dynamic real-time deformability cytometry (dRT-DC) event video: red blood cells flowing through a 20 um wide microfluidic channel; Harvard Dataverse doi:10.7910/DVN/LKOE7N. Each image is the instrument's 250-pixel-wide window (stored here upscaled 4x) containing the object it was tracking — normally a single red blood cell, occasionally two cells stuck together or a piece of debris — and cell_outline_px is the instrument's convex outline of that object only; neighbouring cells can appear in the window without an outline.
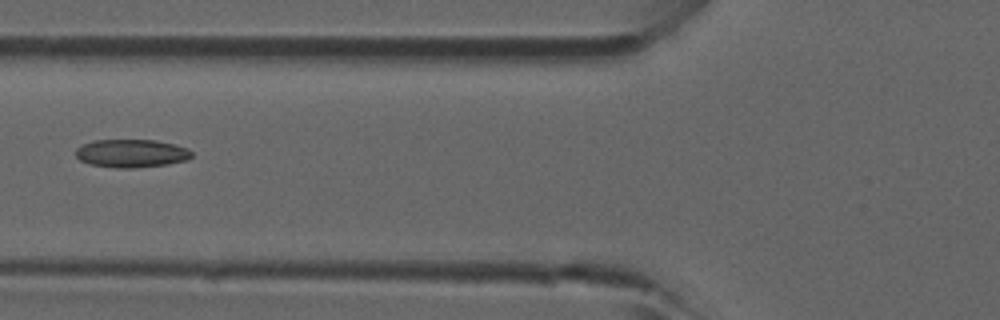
{"species": "common noctule bat (a hibernating species)", "species_latin": "Nyctalus noctula", "temperature_condition": "room temperature", "stored_images_in_passage": 37, "camera_frame_rate_fps": 3000, "um_per_image_px": 0.085, "animal": {"sex": "male", "forearm_length_mm": 52.5}, "frame": {"image": 1, "passage_image": 11, "time_ms": 3.333, "image_size_px": [1000, 320], "cell_outline_px": [[192, 156], [188, 160], [168, 164], [132, 168], [120, 168], [88, 164], [80, 160], [76, 156], [76, 148], [84, 144], [96, 140], [156, 140], [188, 148], [192, 152]], "centroid_in_image_um": [11.18, 13.04], "position_along_channel_um": 114.6, "area_um2": 18.96}}
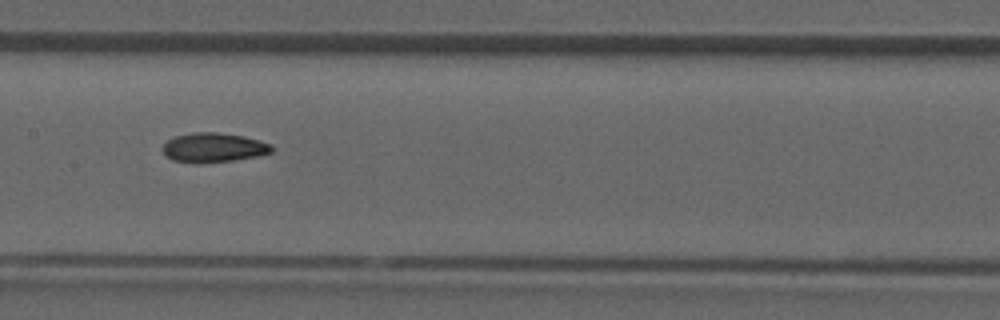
{"frame": {"image": 2, "passage_image": 16, "time_ms": 5.0, "image_size_px": [1000, 320], "cell_outline_px": [[272, 152], [256, 156], [232, 160], [200, 164], [196, 164], [172, 160], [164, 156], [160, 148], [168, 140], [176, 136], [192, 132], [216, 132], [244, 136], [260, 140], [272, 144]], "centroid_in_image_um": [18.1, 12.55], "position_along_channel_um": 189.3, "area_um2": 18.96}}